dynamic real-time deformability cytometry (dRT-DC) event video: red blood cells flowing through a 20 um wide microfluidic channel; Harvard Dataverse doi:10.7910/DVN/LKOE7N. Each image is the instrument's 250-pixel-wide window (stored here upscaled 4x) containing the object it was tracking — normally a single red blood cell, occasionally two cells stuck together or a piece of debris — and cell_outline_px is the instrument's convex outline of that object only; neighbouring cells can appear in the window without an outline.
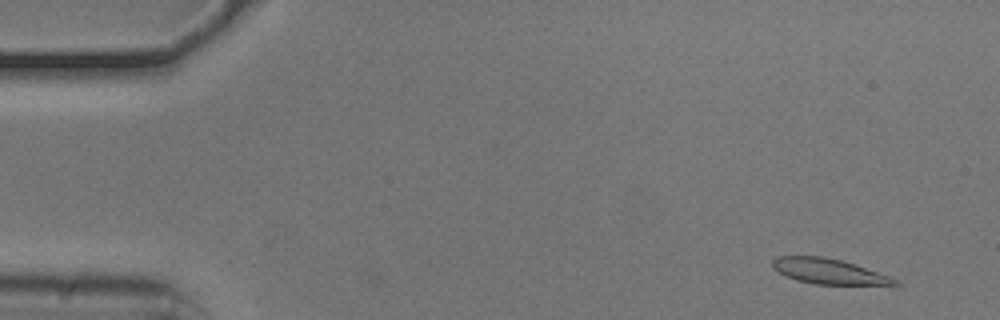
{"species": "common noctule bat (a hibernating species)", "species_latin": "Nyctalus noctula", "temperature_condition": "cold", "stored_images_in_passage": 19, "camera_frame_rate_fps": 3000, "um_per_image_px": 0.085, "animal": {"sex": "male", "body_mass_g": 20.5, "forearm_length_mm": 52.5}, "frame": {"image": 1, "passage_image": 4, "time_ms": 1.0, "image_size_px": [1000, 320], "cell_outline_px": [[900, 284], [816, 284], [796, 280], [772, 268], [772, 260], [776, 256], [824, 256], [844, 260], [856, 264], [900, 280]], "centroid_in_image_um": [70.43, 23.04], "position_along_channel_um": 14.6, "area_um2": 17.92}}
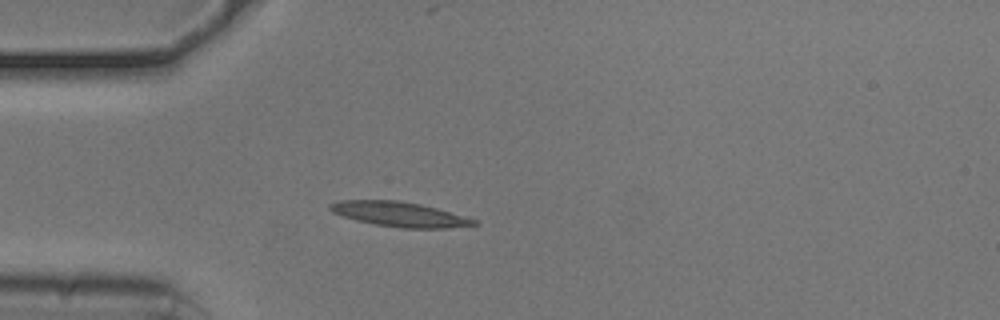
{"frame": {"image": 2, "passage_image": 15, "time_ms": 4.667, "image_size_px": [1000, 320], "cell_outline_px": [[480, 224], [448, 228], [404, 228], [376, 224], [356, 220], [332, 212], [328, 208], [328, 204], [340, 200], [396, 200], [420, 204], [436, 208], [476, 220]], "centroid_in_image_um": [33.93, 18.2], "position_along_channel_um": 51.1, "area_um2": 20.52}}